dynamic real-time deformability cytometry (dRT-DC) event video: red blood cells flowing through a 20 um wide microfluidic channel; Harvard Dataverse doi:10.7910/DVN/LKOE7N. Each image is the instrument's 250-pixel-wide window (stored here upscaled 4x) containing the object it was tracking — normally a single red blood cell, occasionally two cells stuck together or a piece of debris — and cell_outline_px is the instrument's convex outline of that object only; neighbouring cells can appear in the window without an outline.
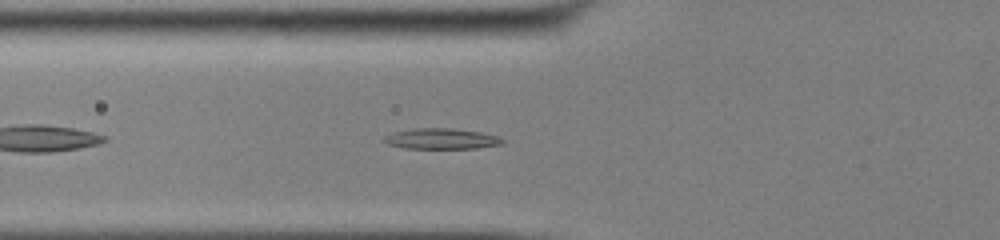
{"species": "common noctule bat (a hibernating species)", "species_latin": "Nyctalus noctula", "temperature_condition": "cold", "stored_images_in_passage": 39, "camera_frame_rate_fps": 3000, "um_per_image_px": 0.085, "animal": {"sex": "male", "body_mass_g": 13.0, "forearm_length_mm": 53.1}, "frame": {"image": 1, "passage_image": 6, "time_ms": 1.667, "image_size_px": [1000, 240], "cell_outline_px": [[504, 144], [476, 148], [404, 148], [388, 144], [384, 140], [384, 136], [392, 132], [416, 128], [452, 128], [480, 132], [500, 136], [504, 140]], "centroid_in_image_um": [37.55, 11.79], "position_along_channel_um": 88.3, "area_um2": 14.28}}
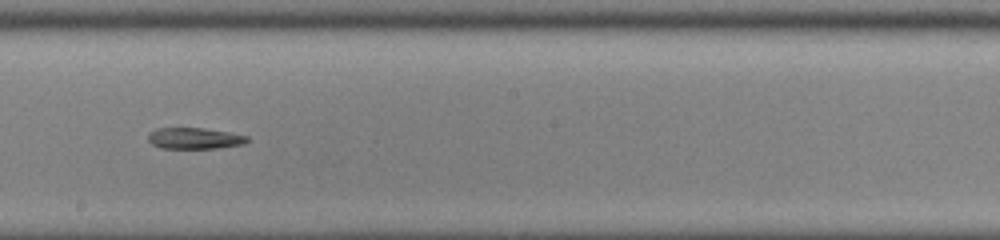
{"frame": {"image": 2, "passage_image": 17, "time_ms": 5.333, "image_size_px": [1000, 240], "cell_outline_px": [[248, 140], [244, 144], [216, 148], [160, 148], [152, 144], [148, 140], [148, 132], [156, 128], [204, 128], [228, 132], [248, 136]], "centroid_in_image_um": [16.5, 11.75], "position_along_channel_um": 231.7, "area_um2": 12.25}}
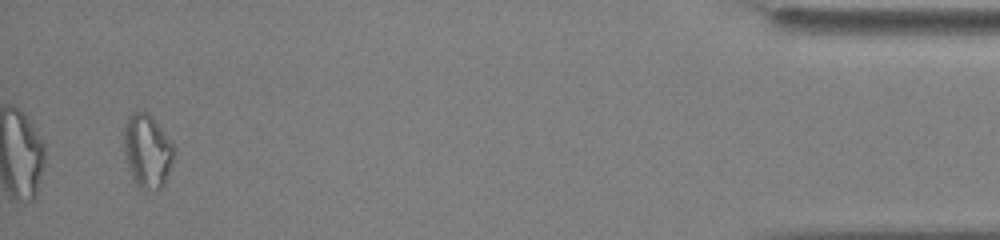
{"frame": {"image": 3, "passage_image": 37, "time_ms": 12.0, "image_size_px": [1000, 240], "cell_outline_px": [[172, 160], [164, 184], [156, 192], [140, 188], [136, 184], [128, 168], [124, 144], [124, 128], [128, 116], [132, 112], [144, 108], [148, 112], [168, 136], [172, 144]], "centroid_in_image_um": [12.5, 12.8], "position_along_channel_um": 422.7, "area_um2": 21.33}}